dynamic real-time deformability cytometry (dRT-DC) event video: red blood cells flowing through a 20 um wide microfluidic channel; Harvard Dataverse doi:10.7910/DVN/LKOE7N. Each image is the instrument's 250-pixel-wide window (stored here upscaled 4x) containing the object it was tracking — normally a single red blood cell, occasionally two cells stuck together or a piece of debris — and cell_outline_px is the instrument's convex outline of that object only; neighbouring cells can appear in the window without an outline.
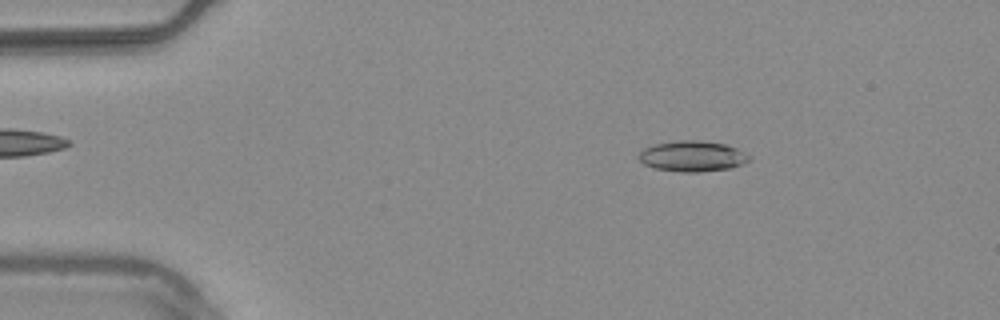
{"species": "common noctule bat (a hibernating species)", "species_latin": "Nyctalus noctula", "temperature_condition": "warm", "stored_images_in_passage": 53, "camera_frame_rate_fps": 3000, "um_per_image_px": 0.085, "animal": {"sex": "male", "body_mass_g": 20.4}, "frame": {"image": 1, "passage_image": 8, "time_ms": 2.333, "image_size_px": [1000, 320], "cell_outline_px": [[752, 156], [744, 164], [732, 168], [700, 172], [680, 172], [656, 168], [644, 164], [636, 156], [644, 148], [656, 144], [680, 140], [696, 140], [724, 144], [736, 148]], "centroid_in_image_um": [58.87, 13.29], "position_along_channel_um": 26.1, "area_um2": 19.71}}
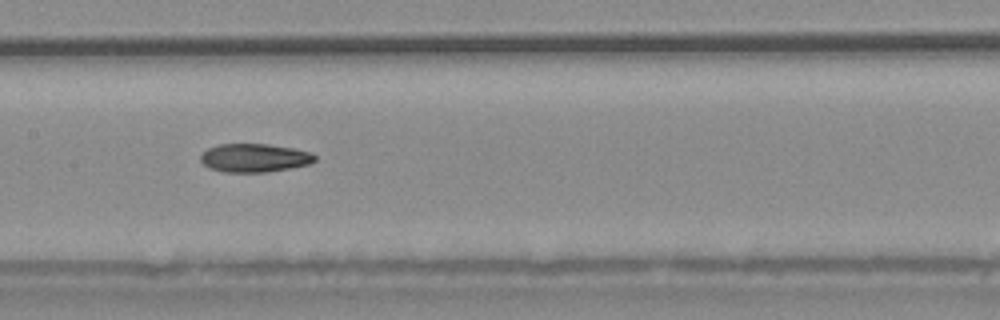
{"frame": {"image": 2, "passage_image": 26, "time_ms": 8.333, "image_size_px": [1000, 320], "cell_outline_px": [[316, 160], [312, 164], [292, 168], [268, 172], [224, 172], [208, 168], [200, 160], [200, 156], [208, 148], [220, 144], [268, 144], [292, 148], [312, 152], [316, 156]], "centroid_in_image_um": [21.66, 13.43], "position_along_channel_um": 185.7, "area_um2": 19.13}}
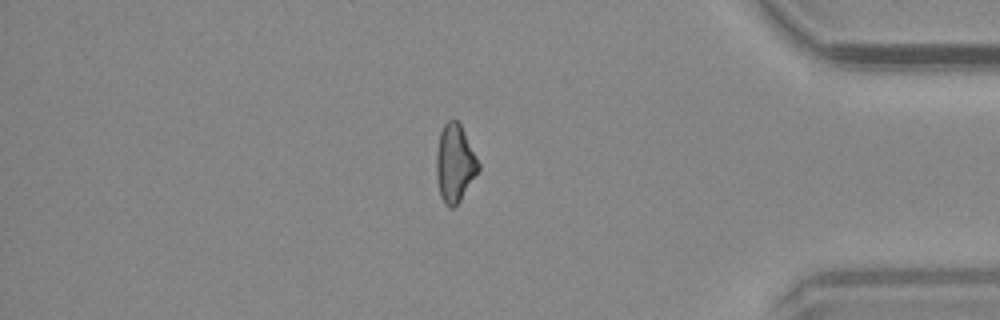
{"frame": {"image": 3, "passage_image": 45, "time_ms": 14.667, "image_size_px": [1000, 320], "cell_outline_px": [[480, 168], [460, 200], [452, 208], [448, 208], [444, 204], [440, 196], [436, 176], [436, 152], [440, 132], [444, 124], [448, 120], [456, 120], [460, 124], [480, 164]], "centroid_in_image_um": [38.63, 13.89], "position_along_channel_um": 396.6, "area_um2": 18.9}, "authors_computed_cell_mechanics": {"area_um2": 19.5942, "velocity_mm_per_s": 3.7938, "shape_relaxation_time_tau1_ms": null, "shape_relaxation_time_tau2_ms": 7.0224, "deformation_change_tau1": null, "deformation_change_tau2": 0.167}}